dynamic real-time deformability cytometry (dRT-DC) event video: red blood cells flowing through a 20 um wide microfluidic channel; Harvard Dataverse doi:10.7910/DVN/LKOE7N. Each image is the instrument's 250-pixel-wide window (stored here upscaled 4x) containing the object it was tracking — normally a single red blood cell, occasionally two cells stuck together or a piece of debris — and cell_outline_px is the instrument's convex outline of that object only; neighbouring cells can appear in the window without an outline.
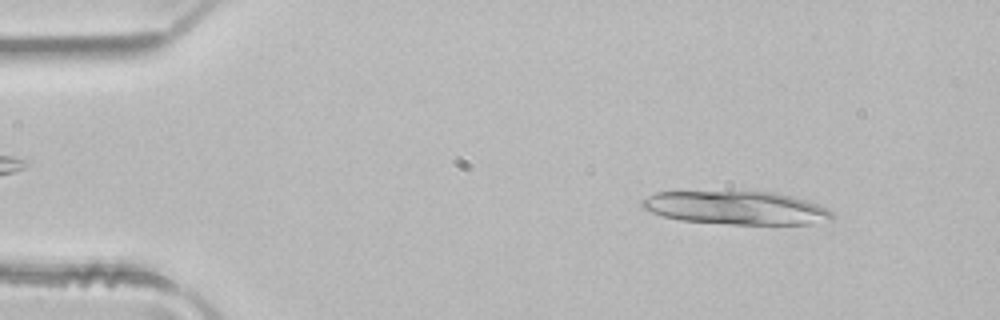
{"species": "common noctule bat (a hibernating species)", "species_latin": "Nyctalus noctula", "temperature_condition": "room temperature", "stored_images_in_passage": 4, "segment_of_instrument_passage": [1, 2], "camera_frame_rate_fps": 3000, "um_per_image_px": 0.085, "animal": {"sex": "male", "body_mass_g": 21.5, "forearm_length_mm": 52.0}, "frame": {"image": 1, "passage_image": 1, "time_ms": 0.0, "image_size_px": [1000, 320], "cell_outline_px": [[836, 216], [832, 220], [808, 224], [728, 224], [680, 220], [664, 216], [640, 208], [640, 200], [656, 192], [772, 192], [792, 196], [828, 208]], "centroid_in_image_um": [62.58, 17.67], "position_along_channel_um": 22.4, "area_um2": 36.82}}